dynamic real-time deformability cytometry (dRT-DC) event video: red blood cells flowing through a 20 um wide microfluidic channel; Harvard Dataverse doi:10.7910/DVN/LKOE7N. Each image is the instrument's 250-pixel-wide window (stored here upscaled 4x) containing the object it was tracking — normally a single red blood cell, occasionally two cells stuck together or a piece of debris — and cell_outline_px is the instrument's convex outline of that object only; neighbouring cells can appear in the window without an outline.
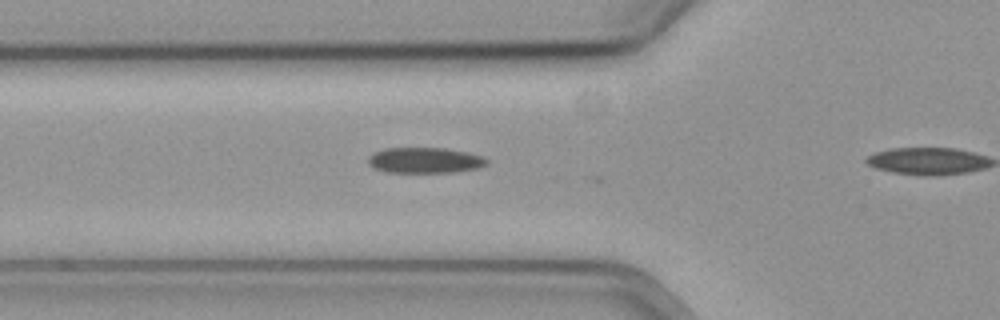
{"species": "common noctule bat (a hibernating species)", "species_latin": "Nyctalus noctula", "temperature_condition": "cold", "stored_images_in_passage": 6, "camera_frame_rate_fps": 3000, "um_per_image_px": 0.085, "animal": {"sex": "female", "body_mass_g": 19.3, "forearm_length_mm": 54.1}, "frame": {"image": 1, "passage_image": 5, "time_ms": 1.333, "image_size_px": [1000, 320], "cell_outline_px": [[488, 164], [480, 168], [456, 172], [388, 172], [372, 168], [368, 164], [368, 156], [372, 152], [384, 148], [444, 148], [468, 152], [484, 156], [488, 160]], "centroid_in_image_um": [36.12, 13.62], "position_along_channel_um": 89.7, "area_um2": 18.03}}